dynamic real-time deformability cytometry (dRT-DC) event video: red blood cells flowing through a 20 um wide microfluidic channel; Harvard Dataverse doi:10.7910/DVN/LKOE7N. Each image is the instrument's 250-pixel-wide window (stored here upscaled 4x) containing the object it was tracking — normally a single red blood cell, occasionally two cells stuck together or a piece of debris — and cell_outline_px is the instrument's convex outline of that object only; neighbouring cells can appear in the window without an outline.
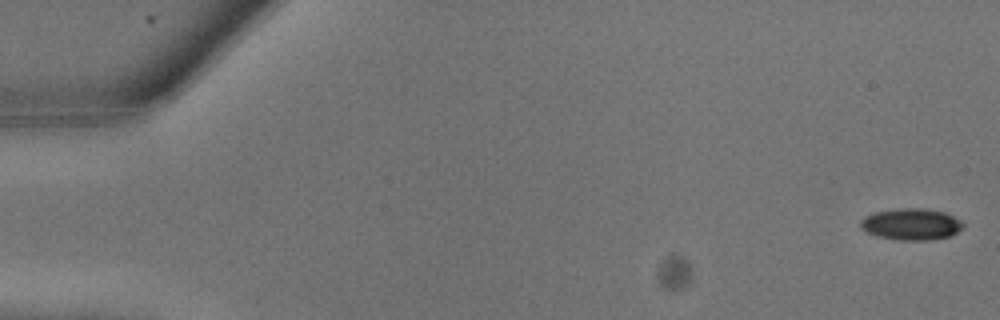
{"species": "common noctule bat (a hibernating species)", "species_latin": "Nyctalus noctula", "temperature_condition": "warm", "stored_images_in_passage": 25, "camera_frame_rate_fps": 3000, "um_per_image_px": 0.085, "animal": {"sex": "male", "body_mass_g": 13.3}, "frame": {"image": 1, "passage_image": 1, "time_ms": 0.0, "image_size_px": [1000, 320], "cell_outline_px": [[964, 224], [952, 236], [932, 240], [896, 240], [876, 236], [860, 228], [860, 220], [864, 216], [872, 212], [896, 208], [924, 208], [944, 212], [960, 220]], "centroid_in_image_um": [77.41, 19.05], "position_along_channel_um": 7.6, "area_um2": 19.07}}
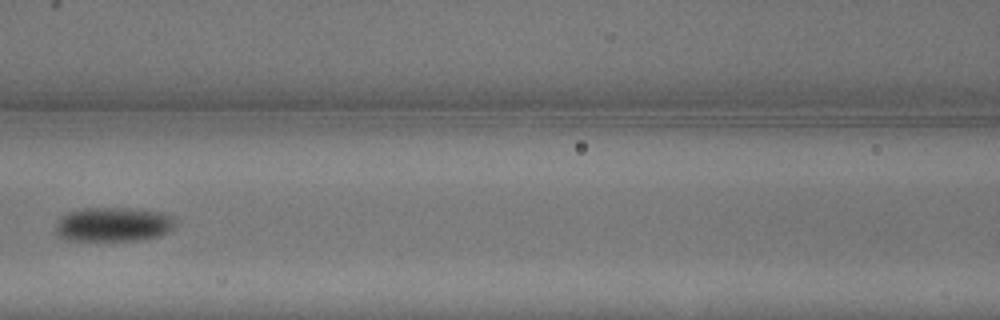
{"frame": {"image": 2, "passage_image": 12, "time_ms": 3.667, "image_size_px": [1000, 320], "cell_outline_px": [[176, 220], [172, 228], [168, 232], [160, 236], [136, 240], [64, 240], [56, 236], [56, 220], [68, 212], [84, 208], [132, 208], [164, 212], [176, 216]], "centroid_in_image_um": [9.64, 19.06], "position_along_channel_um": 157.0, "area_um2": 24.28}}
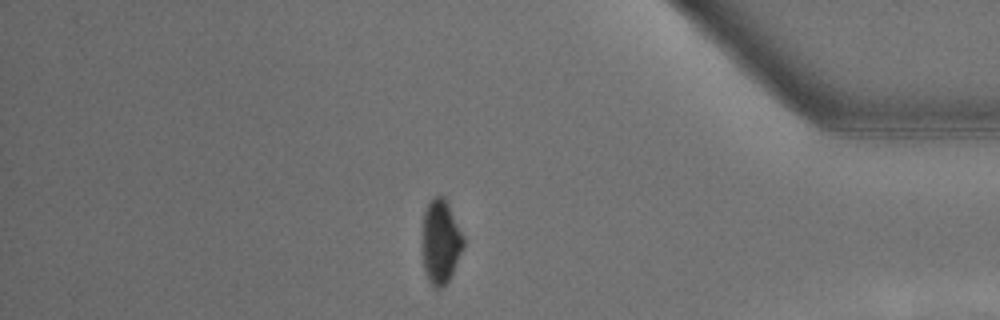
{"frame": {"image": 3, "passage_image": 22, "time_ms": 7.0, "image_size_px": [1000, 320], "cell_outline_px": [[464, 244], [452, 272], [448, 280], [440, 288], [436, 288], [428, 280], [424, 272], [420, 248], [420, 240], [424, 212], [428, 204], [436, 196], [444, 196], [464, 236]], "centroid_in_image_um": [37.4, 20.54], "position_along_channel_um": 397.8, "area_um2": 20.35}}